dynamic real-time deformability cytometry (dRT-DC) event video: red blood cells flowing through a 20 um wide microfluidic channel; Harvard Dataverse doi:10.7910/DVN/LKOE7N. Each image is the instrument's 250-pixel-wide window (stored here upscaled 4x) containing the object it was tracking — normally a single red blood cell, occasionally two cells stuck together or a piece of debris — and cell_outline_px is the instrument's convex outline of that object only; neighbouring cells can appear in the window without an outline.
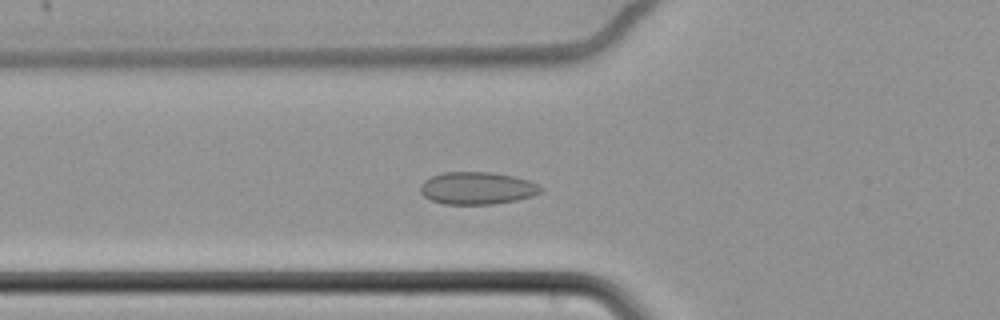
{"species": "common noctule bat (a hibernating species)", "species_latin": "Nyctalus noctula", "temperature_condition": "cold", "stored_images_in_passage": 54, "camera_frame_rate_fps": 3000, "um_per_image_px": 0.085, "animal": {"sex": "female", "body_mass_g": 22.7, "forearm_length_mm": 54.2}, "frame": {"image": 1, "passage_image": 24, "time_ms": 7.667, "image_size_px": [1000, 320], "cell_outline_px": [[544, 188], [540, 192], [532, 196], [516, 200], [492, 204], [444, 204], [432, 200], [424, 196], [420, 192], [420, 184], [424, 180], [432, 176], [444, 172], [492, 172], [512, 176], [528, 180]], "centroid_in_image_um": [40.54, 15.99], "position_along_channel_um": 85.3, "area_um2": 22.66}}
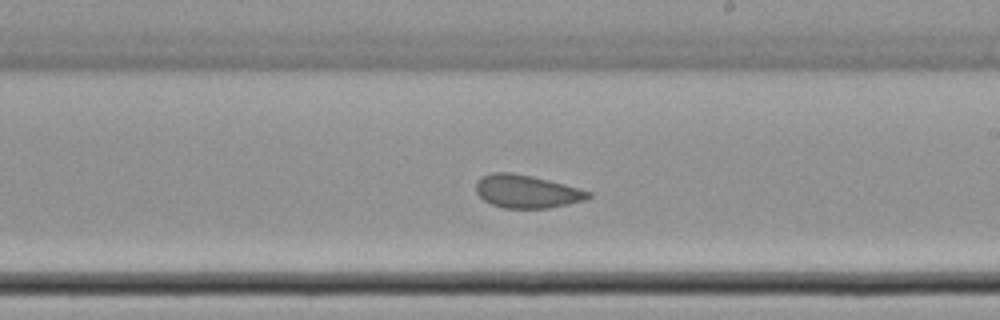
{"frame": {"image": 2, "passage_image": 38, "time_ms": 12.333, "image_size_px": [1000, 320], "cell_outline_px": [[592, 196], [584, 200], [568, 204], [548, 208], [504, 208], [492, 204], [484, 200], [476, 192], [476, 180], [480, 176], [492, 172], [512, 172], [532, 176], [564, 184], [592, 192]], "centroid_in_image_um": [44.74, 16.26], "position_along_channel_um": 244.3, "area_um2": 21.68}}
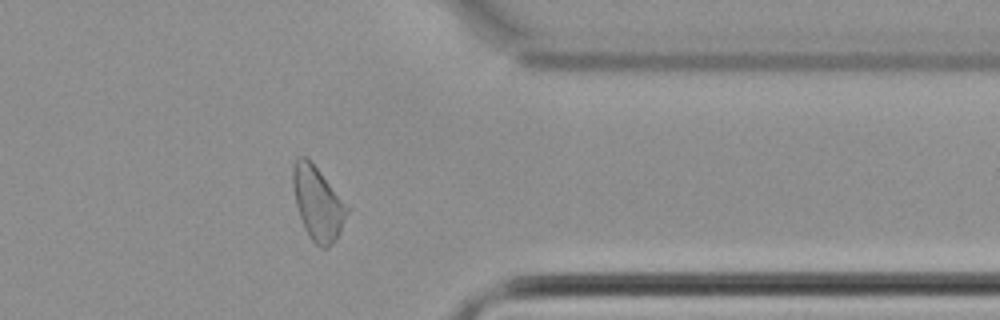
{"frame": {"image": 3, "passage_image": 51, "time_ms": 16.667, "image_size_px": [1000, 320], "cell_outline_px": [[352, 208], [336, 240], [328, 248], [320, 248], [308, 236], [304, 228], [296, 204], [292, 184], [292, 164], [296, 156], [304, 156], [316, 168]], "centroid_in_image_um": [27.03, 17.3], "position_along_channel_um": 384.4, "area_um2": 23.52}, "authors_computed_cell_mechanics": {"area_um2": 23.12, "velocity_mm_per_s": 3.4209, "shape_relaxation_time_tau1_ms": null, "shape_relaxation_time_tau2_ms": 2.7186, "deformation_change_tau1": null, "deformation_change_tau2": 0.0508}}